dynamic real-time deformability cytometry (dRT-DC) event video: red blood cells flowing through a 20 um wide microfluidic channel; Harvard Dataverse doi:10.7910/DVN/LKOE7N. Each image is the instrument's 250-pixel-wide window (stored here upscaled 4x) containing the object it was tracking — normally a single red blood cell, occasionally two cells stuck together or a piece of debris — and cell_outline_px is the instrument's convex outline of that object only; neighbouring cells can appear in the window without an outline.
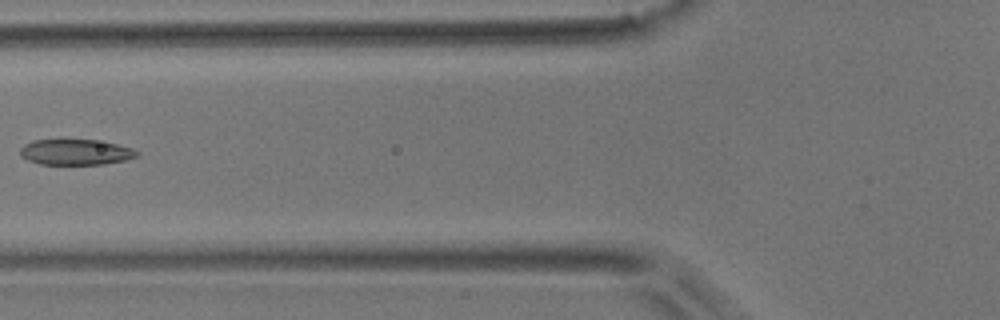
{"species": "common noctule bat (a hibernating species)", "species_latin": "Nyctalus noctula", "temperature_condition": "room temperature", "stored_images_in_passage": 5, "camera_frame_rate_fps": 3000, "um_per_image_px": 0.085, "animal": {"sex": "male", "body_mass_g": 17.9}, "frame": {"image": 1, "passage_image": 4, "time_ms": 3.667, "image_size_px": [1000, 320], "cell_outline_px": [[140, 152], [136, 156], [124, 160], [104, 164], [40, 164], [28, 160], [20, 156], [20, 148], [24, 144], [32, 140], [96, 140], [116, 144], [132, 148]], "centroid_in_image_um": [6.4, 12.93], "position_along_channel_um": 119.4, "area_um2": 17.34}}
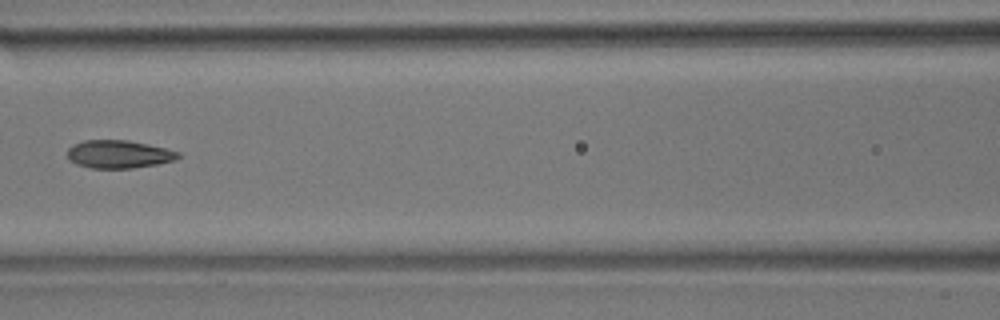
{"frame": {"image": 2, "passage_image": 5, "time_ms": 4.667, "image_size_px": [1000, 320], "cell_outline_px": [[180, 156], [176, 160], [156, 164], [132, 168], [92, 168], [76, 164], [68, 160], [68, 148], [72, 144], [84, 140], [128, 140], [148, 144], [180, 152]], "centroid_in_image_um": [10.07, 13.1], "position_along_channel_um": 156.5, "area_um2": 18.09}}